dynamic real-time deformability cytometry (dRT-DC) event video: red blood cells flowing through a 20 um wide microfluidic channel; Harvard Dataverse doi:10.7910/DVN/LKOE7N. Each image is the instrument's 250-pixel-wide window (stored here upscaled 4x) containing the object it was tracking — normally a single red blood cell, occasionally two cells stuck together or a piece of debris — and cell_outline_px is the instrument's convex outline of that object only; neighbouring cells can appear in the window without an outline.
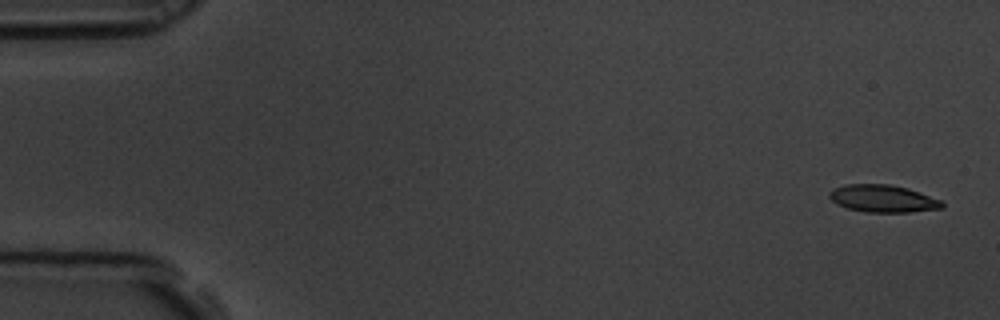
{"species": "common noctule bat (a hibernating species)", "species_latin": "Nyctalus noctula", "temperature_condition": "room temperature", "stored_images_in_passage": 57, "camera_frame_rate_fps": 3000, "um_per_image_px": 0.085, "animal": {"sex": "male", "body_mass_g": 19.5, "forearm_length_mm": 54.6}, "frame": {"image": 1, "passage_image": 1, "time_ms": 0.0, "image_size_px": [1000, 320], "cell_outline_px": [[944, 208], [908, 212], [864, 212], [848, 208], [836, 204], [828, 196], [828, 192], [832, 188], [848, 184], [888, 184], [908, 188], [940, 200], [944, 204]], "centroid_in_image_um": [75.01, 16.88], "position_along_channel_um": 10.0, "area_um2": 17.98}}
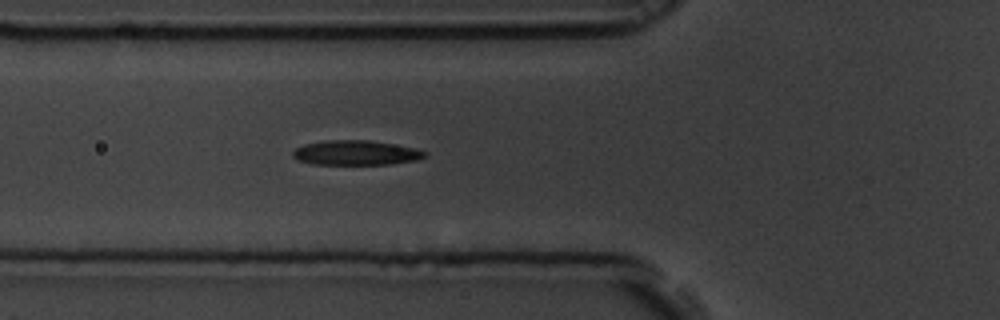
{"frame": {"image": 2, "passage_image": 20, "time_ms": 6.333, "image_size_px": [1000, 320], "cell_outline_px": [[428, 156], [416, 160], [392, 164], [312, 164], [300, 160], [292, 156], [292, 152], [296, 148], [304, 144], [328, 140], [368, 140], [416, 148], [428, 152]], "centroid_in_image_um": [30.29, 12.98], "position_along_channel_um": 95.5, "area_um2": 18.96}}
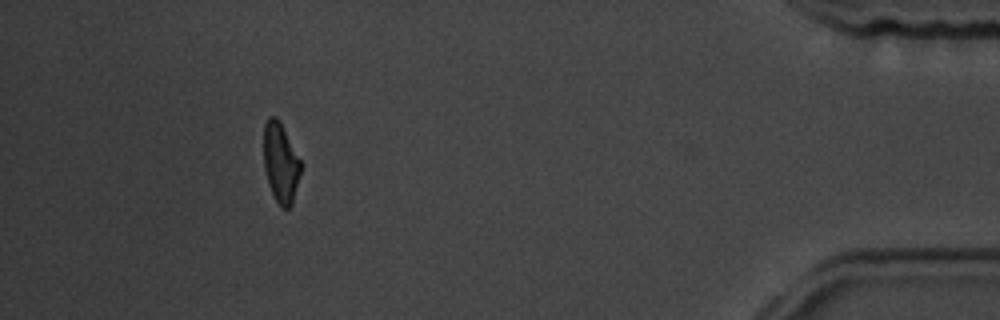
{"frame": {"image": 3, "passage_image": 52, "time_ms": 17.0, "image_size_px": [1000, 320], "cell_outline_px": [[300, 172], [292, 204], [288, 208], [280, 208], [268, 184], [264, 168], [264, 124], [268, 116], [276, 116], [300, 160]], "centroid_in_image_um": [23.82, 13.85], "position_along_channel_um": 411.4, "area_um2": 16.82}, "authors_computed_cell_mechanics": {"area_um2": 18.5538, "velocity_mm_per_s": 3.5117, "shape_relaxation_time_tau1_ms": 3.5708, "shape_relaxation_time_tau2_ms": 5.8336, "deformation_change_tau1": 0.1307, "deformation_change_tau2": 0.1137}}